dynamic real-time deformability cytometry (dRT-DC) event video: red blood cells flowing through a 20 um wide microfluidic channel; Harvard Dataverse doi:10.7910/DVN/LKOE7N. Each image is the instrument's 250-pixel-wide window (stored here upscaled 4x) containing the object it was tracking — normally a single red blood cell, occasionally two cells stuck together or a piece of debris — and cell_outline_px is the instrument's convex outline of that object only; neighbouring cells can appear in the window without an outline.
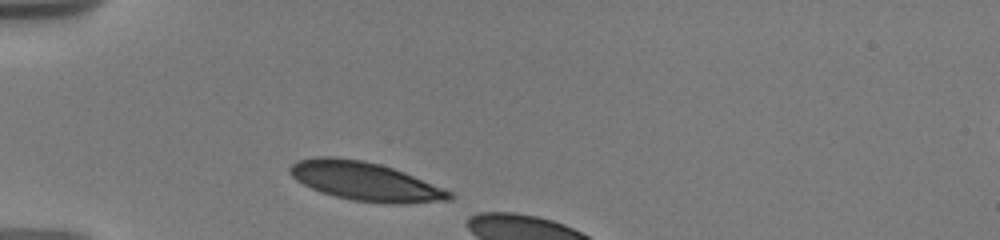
{"species": "human", "species_latin": "Homo sapiens", "temperature_condition": "warm", "stored_images_in_passage": 4, "camera_frame_rate_fps": 3000, "um_per_image_px": 0.085, "donor": {"sex": "male"}, "frame": {"image": 1, "passage_image": 1, "time_ms": 0.0, "image_size_px": [1000, 240], "cell_outline_px": [[452, 200], [400, 204], [384, 204], [352, 200], [320, 192], [296, 180], [288, 172], [288, 168], [296, 160], [312, 156], [336, 156], [364, 160], [380, 164], [404, 172], [444, 188], [452, 192]], "centroid_in_image_um": [31.01, 15.4], "position_along_channel_um": 54.0, "area_um2": 36.3}}